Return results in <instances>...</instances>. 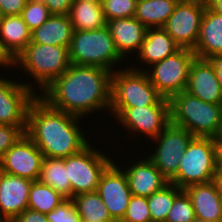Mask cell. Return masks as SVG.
Masks as SVG:
<instances>
[{"instance_id":"38","label":"cell","mask_w":222,"mask_h":222,"mask_svg":"<svg viewBox=\"0 0 222 222\" xmlns=\"http://www.w3.org/2000/svg\"><path fill=\"white\" fill-rule=\"evenodd\" d=\"M54 15H68L75 0H41Z\"/></svg>"},{"instance_id":"7","label":"cell","mask_w":222,"mask_h":222,"mask_svg":"<svg viewBox=\"0 0 222 222\" xmlns=\"http://www.w3.org/2000/svg\"><path fill=\"white\" fill-rule=\"evenodd\" d=\"M131 67L126 66L112 72L110 107H144L157 104L163 96L150 82L146 71L135 68L133 64Z\"/></svg>"},{"instance_id":"44","label":"cell","mask_w":222,"mask_h":222,"mask_svg":"<svg viewBox=\"0 0 222 222\" xmlns=\"http://www.w3.org/2000/svg\"><path fill=\"white\" fill-rule=\"evenodd\" d=\"M217 186L218 192L222 197V170H218L213 180Z\"/></svg>"},{"instance_id":"34","label":"cell","mask_w":222,"mask_h":222,"mask_svg":"<svg viewBox=\"0 0 222 222\" xmlns=\"http://www.w3.org/2000/svg\"><path fill=\"white\" fill-rule=\"evenodd\" d=\"M120 222H151L147 198L132 195L125 215Z\"/></svg>"},{"instance_id":"27","label":"cell","mask_w":222,"mask_h":222,"mask_svg":"<svg viewBox=\"0 0 222 222\" xmlns=\"http://www.w3.org/2000/svg\"><path fill=\"white\" fill-rule=\"evenodd\" d=\"M38 181L49 185L66 199H72V189L63 158L44 157Z\"/></svg>"},{"instance_id":"40","label":"cell","mask_w":222,"mask_h":222,"mask_svg":"<svg viewBox=\"0 0 222 222\" xmlns=\"http://www.w3.org/2000/svg\"><path fill=\"white\" fill-rule=\"evenodd\" d=\"M208 60L212 63L215 69L217 80L220 84L221 91H222V56L211 57Z\"/></svg>"},{"instance_id":"11","label":"cell","mask_w":222,"mask_h":222,"mask_svg":"<svg viewBox=\"0 0 222 222\" xmlns=\"http://www.w3.org/2000/svg\"><path fill=\"white\" fill-rule=\"evenodd\" d=\"M194 136L186 129L170 123L156 138V146L146 156L170 182L177 174L179 162Z\"/></svg>"},{"instance_id":"37","label":"cell","mask_w":222,"mask_h":222,"mask_svg":"<svg viewBox=\"0 0 222 222\" xmlns=\"http://www.w3.org/2000/svg\"><path fill=\"white\" fill-rule=\"evenodd\" d=\"M28 0H0V13L2 16L21 15Z\"/></svg>"},{"instance_id":"10","label":"cell","mask_w":222,"mask_h":222,"mask_svg":"<svg viewBox=\"0 0 222 222\" xmlns=\"http://www.w3.org/2000/svg\"><path fill=\"white\" fill-rule=\"evenodd\" d=\"M195 58L192 49L181 48L175 54L143 71H146L156 90L163 97L170 99L173 95L186 90L190 67Z\"/></svg>"},{"instance_id":"32","label":"cell","mask_w":222,"mask_h":222,"mask_svg":"<svg viewBox=\"0 0 222 222\" xmlns=\"http://www.w3.org/2000/svg\"><path fill=\"white\" fill-rule=\"evenodd\" d=\"M52 14L41 0H28L21 12V17L28 29L33 32L46 22Z\"/></svg>"},{"instance_id":"33","label":"cell","mask_w":222,"mask_h":222,"mask_svg":"<svg viewBox=\"0 0 222 222\" xmlns=\"http://www.w3.org/2000/svg\"><path fill=\"white\" fill-rule=\"evenodd\" d=\"M102 10L106 21L135 16L137 0H102Z\"/></svg>"},{"instance_id":"4","label":"cell","mask_w":222,"mask_h":222,"mask_svg":"<svg viewBox=\"0 0 222 222\" xmlns=\"http://www.w3.org/2000/svg\"><path fill=\"white\" fill-rule=\"evenodd\" d=\"M71 65L69 48L29 43L13 61V68H20L23 75L33 77L36 86L39 85L41 93L55 79L62 75ZM28 73V74H27Z\"/></svg>"},{"instance_id":"18","label":"cell","mask_w":222,"mask_h":222,"mask_svg":"<svg viewBox=\"0 0 222 222\" xmlns=\"http://www.w3.org/2000/svg\"><path fill=\"white\" fill-rule=\"evenodd\" d=\"M138 161H131L121 169L124 171L132 195L148 198L154 192L161 190L169 181L156 166L145 156Z\"/></svg>"},{"instance_id":"17","label":"cell","mask_w":222,"mask_h":222,"mask_svg":"<svg viewBox=\"0 0 222 222\" xmlns=\"http://www.w3.org/2000/svg\"><path fill=\"white\" fill-rule=\"evenodd\" d=\"M185 91L206 103L222 104L221 87L208 59L196 57L193 60Z\"/></svg>"},{"instance_id":"2","label":"cell","mask_w":222,"mask_h":222,"mask_svg":"<svg viewBox=\"0 0 222 222\" xmlns=\"http://www.w3.org/2000/svg\"><path fill=\"white\" fill-rule=\"evenodd\" d=\"M80 122L82 118L52 108L38 95L29 106L25 134L44 157L67 158L89 144Z\"/></svg>"},{"instance_id":"46","label":"cell","mask_w":222,"mask_h":222,"mask_svg":"<svg viewBox=\"0 0 222 222\" xmlns=\"http://www.w3.org/2000/svg\"><path fill=\"white\" fill-rule=\"evenodd\" d=\"M178 2H187V1H203L206 2V0H177Z\"/></svg>"},{"instance_id":"23","label":"cell","mask_w":222,"mask_h":222,"mask_svg":"<svg viewBox=\"0 0 222 222\" xmlns=\"http://www.w3.org/2000/svg\"><path fill=\"white\" fill-rule=\"evenodd\" d=\"M31 35L32 32L20 15L1 17L0 44L12 61L31 42Z\"/></svg>"},{"instance_id":"45","label":"cell","mask_w":222,"mask_h":222,"mask_svg":"<svg viewBox=\"0 0 222 222\" xmlns=\"http://www.w3.org/2000/svg\"><path fill=\"white\" fill-rule=\"evenodd\" d=\"M75 1H84V2H91L95 4H101L102 0H75Z\"/></svg>"},{"instance_id":"9","label":"cell","mask_w":222,"mask_h":222,"mask_svg":"<svg viewBox=\"0 0 222 222\" xmlns=\"http://www.w3.org/2000/svg\"><path fill=\"white\" fill-rule=\"evenodd\" d=\"M109 113L127 132L143 134L148 140L156 138L171 123L170 101L165 97L153 106L110 107Z\"/></svg>"},{"instance_id":"25","label":"cell","mask_w":222,"mask_h":222,"mask_svg":"<svg viewBox=\"0 0 222 222\" xmlns=\"http://www.w3.org/2000/svg\"><path fill=\"white\" fill-rule=\"evenodd\" d=\"M177 3V0H140L134 17L146 28L163 27Z\"/></svg>"},{"instance_id":"8","label":"cell","mask_w":222,"mask_h":222,"mask_svg":"<svg viewBox=\"0 0 222 222\" xmlns=\"http://www.w3.org/2000/svg\"><path fill=\"white\" fill-rule=\"evenodd\" d=\"M72 189V198L81 193L97 190L100 177L106 168L115 161L108 154H104L88 144L80 152L63 158Z\"/></svg>"},{"instance_id":"39","label":"cell","mask_w":222,"mask_h":222,"mask_svg":"<svg viewBox=\"0 0 222 222\" xmlns=\"http://www.w3.org/2000/svg\"><path fill=\"white\" fill-rule=\"evenodd\" d=\"M9 222H49L44 213L33 211L31 209L24 210L20 215L12 218Z\"/></svg>"},{"instance_id":"3","label":"cell","mask_w":222,"mask_h":222,"mask_svg":"<svg viewBox=\"0 0 222 222\" xmlns=\"http://www.w3.org/2000/svg\"><path fill=\"white\" fill-rule=\"evenodd\" d=\"M171 123L194 137L216 138L222 134V104L206 103L187 91L170 99Z\"/></svg>"},{"instance_id":"35","label":"cell","mask_w":222,"mask_h":222,"mask_svg":"<svg viewBox=\"0 0 222 222\" xmlns=\"http://www.w3.org/2000/svg\"><path fill=\"white\" fill-rule=\"evenodd\" d=\"M46 216L49 222H81L72 199H66Z\"/></svg>"},{"instance_id":"31","label":"cell","mask_w":222,"mask_h":222,"mask_svg":"<svg viewBox=\"0 0 222 222\" xmlns=\"http://www.w3.org/2000/svg\"><path fill=\"white\" fill-rule=\"evenodd\" d=\"M195 211L188 194L182 190L175 198L165 222H196Z\"/></svg>"},{"instance_id":"28","label":"cell","mask_w":222,"mask_h":222,"mask_svg":"<svg viewBox=\"0 0 222 222\" xmlns=\"http://www.w3.org/2000/svg\"><path fill=\"white\" fill-rule=\"evenodd\" d=\"M72 201L81 222H115L96 191L75 195Z\"/></svg>"},{"instance_id":"12","label":"cell","mask_w":222,"mask_h":222,"mask_svg":"<svg viewBox=\"0 0 222 222\" xmlns=\"http://www.w3.org/2000/svg\"><path fill=\"white\" fill-rule=\"evenodd\" d=\"M32 82L0 76V124L27 127V114L31 102L38 96Z\"/></svg>"},{"instance_id":"5","label":"cell","mask_w":222,"mask_h":222,"mask_svg":"<svg viewBox=\"0 0 222 222\" xmlns=\"http://www.w3.org/2000/svg\"><path fill=\"white\" fill-rule=\"evenodd\" d=\"M71 64L95 66L117 70L114 66L121 65L123 58L117 52L113 38L107 26L89 31H74L69 46Z\"/></svg>"},{"instance_id":"41","label":"cell","mask_w":222,"mask_h":222,"mask_svg":"<svg viewBox=\"0 0 222 222\" xmlns=\"http://www.w3.org/2000/svg\"><path fill=\"white\" fill-rule=\"evenodd\" d=\"M217 169L222 170V134L214 138Z\"/></svg>"},{"instance_id":"19","label":"cell","mask_w":222,"mask_h":222,"mask_svg":"<svg viewBox=\"0 0 222 222\" xmlns=\"http://www.w3.org/2000/svg\"><path fill=\"white\" fill-rule=\"evenodd\" d=\"M193 205L197 222H222V197L214 181L184 189Z\"/></svg>"},{"instance_id":"15","label":"cell","mask_w":222,"mask_h":222,"mask_svg":"<svg viewBox=\"0 0 222 222\" xmlns=\"http://www.w3.org/2000/svg\"><path fill=\"white\" fill-rule=\"evenodd\" d=\"M43 158V153L24 133L0 159V171L37 181Z\"/></svg>"},{"instance_id":"29","label":"cell","mask_w":222,"mask_h":222,"mask_svg":"<svg viewBox=\"0 0 222 222\" xmlns=\"http://www.w3.org/2000/svg\"><path fill=\"white\" fill-rule=\"evenodd\" d=\"M66 198L52 187L33 181L29 191L28 209L47 214L53 211Z\"/></svg>"},{"instance_id":"14","label":"cell","mask_w":222,"mask_h":222,"mask_svg":"<svg viewBox=\"0 0 222 222\" xmlns=\"http://www.w3.org/2000/svg\"><path fill=\"white\" fill-rule=\"evenodd\" d=\"M122 166L113 161L102 173L96 190L115 222L123 219L132 197Z\"/></svg>"},{"instance_id":"43","label":"cell","mask_w":222,"mask_h":222,"mask_svg":"<svg viewBox=\"0 0 222 222\" xmlns=\"http://www.w3.org/2000/svg\"><path fill=\"white\" fill-rule=\"evenodd\" d=\"M206 3L212 11L222 15V0H206Z\"/></svg>"},{"instance_id":"21","label":"cell","mask_w":222,"mask_h":222,"mask_svg":"<svg viewBox=\"0 0 222 222\" xmlns=\"http://www.w3.org/2000/svg\"><path fill=\"white\" fill-rule=\"evenodd\" d=\"M193 51L200 59L222 56V15L215 13L207 5Z\"/></svg>"},{"instance_id":"36","label":"cell","mask_w":222,"mask_h":222,"mask_svg":"<svg viewBox=\"0 0 222 222\" xmlns=\"http://www.w3.org/2000/svg\"><path fill=\"white\" fill-rule=\"evenodd\" d=\"M24 133L19 126L0 124V159Z\"/></svg>"},{"instance_id":"30","label":"cell","mask_w":222,"mask_h":222,"mask_svg":"<svg viewBox=\"0 0 222 222\" xmlns=\"http://www.w3.org/2000/svg\"><path fill=\"white\" fill-rule=\"evenodd\" d=\"M182 191L175 184L168 183L161 190L147 198L151 222H165L173 206L174 198Z\"/></svg>"},{"instance_id":"13","label":"cell","mask_w":222,"mask_h":222,"mask_svg":"<svg viewBox=\"0 0 222 222\" xmlns=\"http://www.w3.org/2000/svg\"><path fill=\"white\" fill-rule=\"evenodd\" d=\"M206 5L203 1L178 2L162 27L180 48H195Z\"/></svg>"},{"instance_id":"16","label":"cell","mask_w":222,"mask_h":222,"mask_svg":"<svg viewBox=\"0 0 222 222\" xmlns=\"http://www.w3.org/2000/svg\"><path fill=\"white\" fill-rule=\"evenodd\" d=\"M32 180L0 171V222H9L28 209Z\"/></svg>"},{"instance_id":"22","label":"cell","mask_w":222,"mask_h":222,"mask_svg":"<svg viewBox=\"0 0 222 222\" xmlns=\"http://www.w3.org/2000/svg\"><path fill=\"white\" fill-rule=\"evenodd\" d=\"M181 48L162 28H147L144 41L138 53L136 61H141L148 69L151 65L162 61L168 56L175 54ZM139 59V60H138Z\"/></svg>"},{"instance_id":"1","label":"cell","mask_w":222,"mask_h":222,"mask_svg":"<svg viewBox=\"0 0 222 222\" xmlns=\"http://www.w3.org/2000/svg\"><path fill=\"white\" fill-rule=\"evenodd\" d=\"M111 77L108 69L71 64L39 96L52 108L80 118L99 110L109 112Z\"/></svg>"},{"instance_id":"6","label":"cell","mask_w":222,"mask_h":222,"mask_svg":"<svg viewBox=\"0 0 222 222\" xmlns=\"http://www.w3.org/2000/svg\"><path fill=\"white\" fill-rule=\"evenodd\" d=\"M217 171L214 138L193 137L170 183L184 190L191 185L213 181Z\"/></svg>"},{"instance_id":"24","label":"cell","mask_w":222,"mask_h":222,"mask_svg":"<svg viewBox=\"0 0 222 222\" xmlns=\"http://www.w3.org/2000/svg\"><path fill=\"white\" fill-rule=\"evenodd\" d=\"M73 33L74 28L68 15L52 14L46 22L32 32L30 43L69 48Z\"/></svg>"},{"instance_id":"20","label":"cell","mask_w":222,"mask_h":222,"mask_svg":"<svg viewBox=\"0 0 222 222\" xmlns=\"http://www.w3.org/2000/svg\"><path fill=\"white\" fill-rule=\"evenodd\" d=\"M106 26L117 52L124 60L126 56L130 57L131 54L139 52L147 28L135 17L109 20Z\"/></svg>"},{"instance_id":"26","label":"cell","mask_w":222,"mask_h":222,"mask_svg":"<svg viewBox=\"0 0 222 222\" xmlns=\"http://www.w3.org/2000/svg\"><path fill=\"white\" fill-rule=\"evenodd\" d=\"M68 16L74 31L96 30L107 25L101 4L74 1Z\"/></svg>"},{"instance_id":"42","label":"cell","mask_w":222,"mask_h":222,"mask_svg":"<svg viewBox=\"0 0 222 222\" xmlns=\"http://www.w3.org/2000/svg\"><path fill=\"white\" fill-rule=\"evenodd\" d=\"M5 66L13 69V61L6 55L0 44V67L6 69Z\"/></svg>"}]
</instances>
